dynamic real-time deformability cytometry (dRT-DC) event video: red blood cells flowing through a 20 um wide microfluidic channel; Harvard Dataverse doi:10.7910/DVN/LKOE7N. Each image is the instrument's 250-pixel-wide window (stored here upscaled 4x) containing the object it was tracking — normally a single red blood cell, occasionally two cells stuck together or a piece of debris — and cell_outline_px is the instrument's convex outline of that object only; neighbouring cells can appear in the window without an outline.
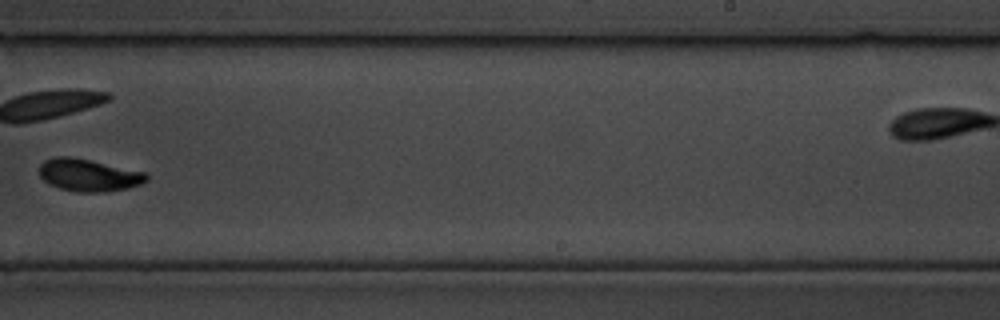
{"species": "common noctule bat (a hibernating species)", "species_latin": "Nyctalus noctula", "temperature_condition": "cold", "stored_images_in_passage": 19, "camera_frame_rate_fps": 3000, "um_per_image_px": 0.085, "animal": {"sex": "male", "body_mass_g": 19.5, "forearm_length_mm": 54.6}, "frame": {"image": 1, "passage_image": 9, "time_ms": 2.667, "image_size_px": [1000, 320], "cell_outline_px": [[148, 180], [140, 184], [128, 188], [104, 192], [76, 192], [60, 188], [44, 180], [40, 176], [40, 164], [44, 160], [56, 156], [72, 156], [92, 160], [148, 172]], "centroid_in_image_um": [7.57, 14.87], "position_along_channel_um": 281.4, "area_um2": 20.4}}